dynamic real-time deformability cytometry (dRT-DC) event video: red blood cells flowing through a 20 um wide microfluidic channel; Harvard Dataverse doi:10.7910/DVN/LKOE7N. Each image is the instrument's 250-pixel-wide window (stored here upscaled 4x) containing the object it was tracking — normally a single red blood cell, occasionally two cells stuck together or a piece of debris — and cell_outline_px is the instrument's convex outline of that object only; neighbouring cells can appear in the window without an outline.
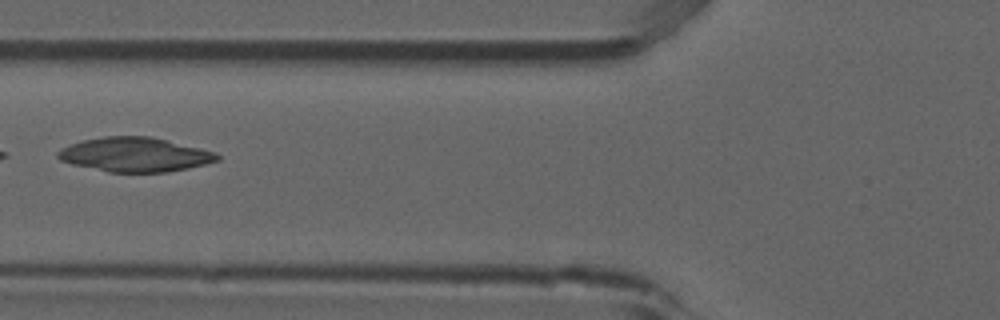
{"species": "common noctule bat (a hibernating species)", "species_latin": "Nyctalus noctula", "temperature_condition": "room temperature", "stored_images_in_passage": 3, "camera_frame_rate_fps": 3000, "um_per_image_px": 0.085, "animal": {"sex": "male", "forearm_length_mm": 52.5}, "frame": {"image": 1, "passage_image": 3, "time_ms": 0.667, "image_size_px": [1000, 320], "cell_outline_px": [[220, 160], [188, 168], [168, 172], [108, 172], [72, 164], [60, 160], [56, 156], [56, 152], [60, 148], [84, 140], [104, 136], [152, 136], [216, 152], [220, 156]], "centroid_in_image_um": [11.47, 13.14], "position_along_channel_um": 114.3, "area_um2": 31.91}}